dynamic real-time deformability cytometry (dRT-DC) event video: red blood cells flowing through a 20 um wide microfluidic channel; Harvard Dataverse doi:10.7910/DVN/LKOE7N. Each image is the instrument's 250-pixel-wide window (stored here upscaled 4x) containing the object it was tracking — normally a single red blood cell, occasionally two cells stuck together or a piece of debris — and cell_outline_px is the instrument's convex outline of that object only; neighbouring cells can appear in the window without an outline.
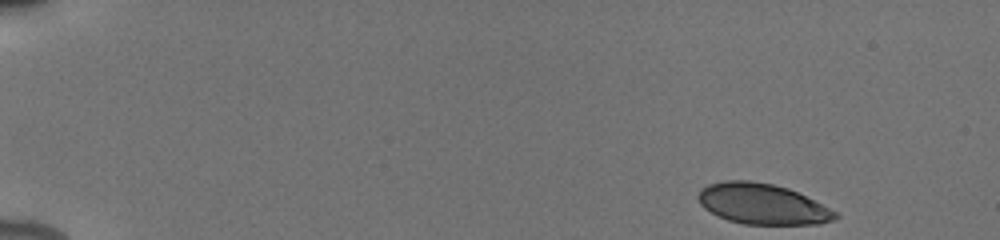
{"species": "human", "species_latin": "Homo sapiens", "temperature_condition": "cold", "stored_images_in_passage": 11, "camera_frame_rate_fps": 3000, "um_per_image_px": 0.085, "donor": {"sex": "male"}, "frame": {"image": 1, "passage_image": 1, "time_ms": 0.0, "image_size_px": [1000, 240], "cell_outline_px": [[840, 216], [832, 220], [820, 224], [744, 224], [728, 220], [704, 208], [700, 204], [700, 188], [708, 184], [724, 180], [748, 180], [772, 184], [788, 188], [836, 212]], "centroid_in_image_um": [64.78, 17.33], "position_along_channel_um": 20.2, "area_um2": 31.96}}
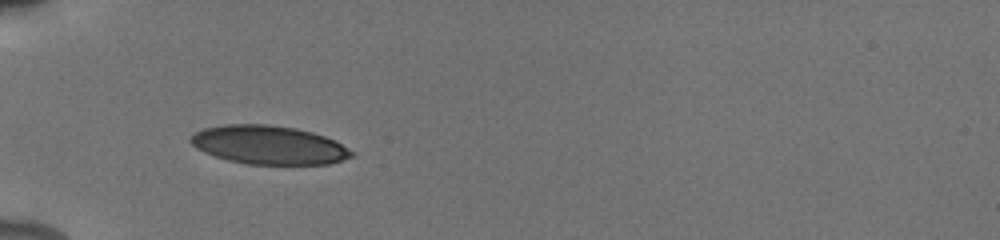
{"frame": {"image": 2, "passage_image": 9, "time_ms": 4.333, "image_size_px": [1000, 240], "cell_outline_px": [[352, 156], [328, 164], [248, 164], [228, 160], [204, 152], [196, 148], [188, 140], [188, 136], [204, 128], [224, 124], [268, 124], [296, 128], [312, 132], [336, 140], [352, 152]], "centroid_in_image_um": [22.8, 12.31], "position_along_channel_um": 62.2, "area_um2": 36.13}}